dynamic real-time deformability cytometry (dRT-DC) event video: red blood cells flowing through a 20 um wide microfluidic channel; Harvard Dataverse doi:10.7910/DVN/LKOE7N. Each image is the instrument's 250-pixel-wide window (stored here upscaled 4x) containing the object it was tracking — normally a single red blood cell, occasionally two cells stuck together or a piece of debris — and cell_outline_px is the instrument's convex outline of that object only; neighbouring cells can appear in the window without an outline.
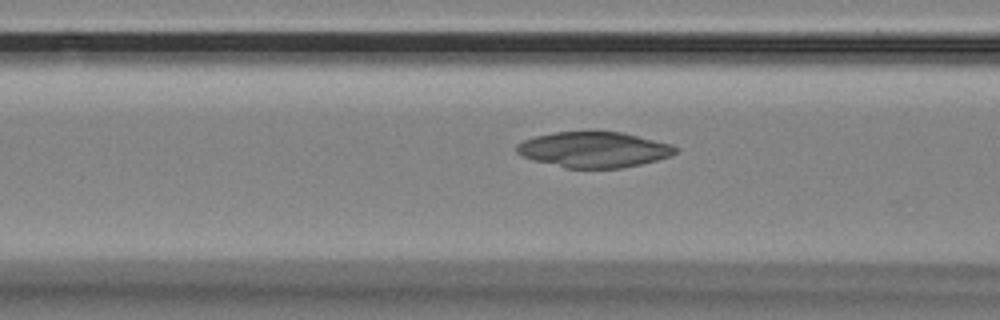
{"species": "Egyptian fruit bat (a non-hibernating species)", "species_latin": "Rousettus aegyptiacus", "temperature_condition": "room temperature", "stored_images_in_passage": 46, "camera_frame_rate_fps": 3000, "um_per_image_px": 0.085, "animal": {"sex": "female"}, "frame": {"image": 1, "passage_image": 12, "time_ms": 3.667, "image_size_px": [1000, 320], "cell_outline_px": [[680, 148], [672, 156], [640, 164], [620, 168], [564, 168], [536, 160], [524, 156], [516, 152], [516, 144], [524, 140], [536, 136], [556, 132], [624, 132], [672, 144]], "centroid_in_image_um": [50.53, 12.71], "position_along_channel_um": 116.1, "area_um2": 32.83}}
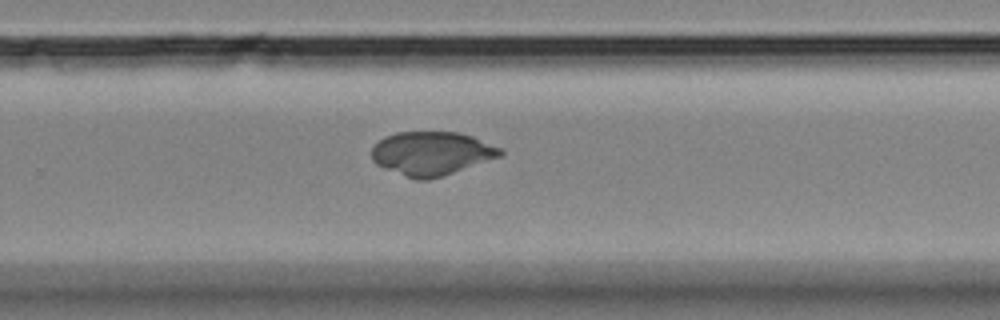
{"frame": {"image": 2, "passage_image": 27, "time_ms": 8.667, "image_size_px": [1000, 320], "cell_outline_px": [[504, 152], [500, 156], [428, 180], [416, 180], [384, 168], [376, 164], [372, 160], [372, 148], [384, 136], [396, 132], [460, 132], [472, 136], [504, 148]], "centroid_in_image_um": [36.68, 13.02], "position_along_channel_um": 293.1, "area_um2": 32.54}}
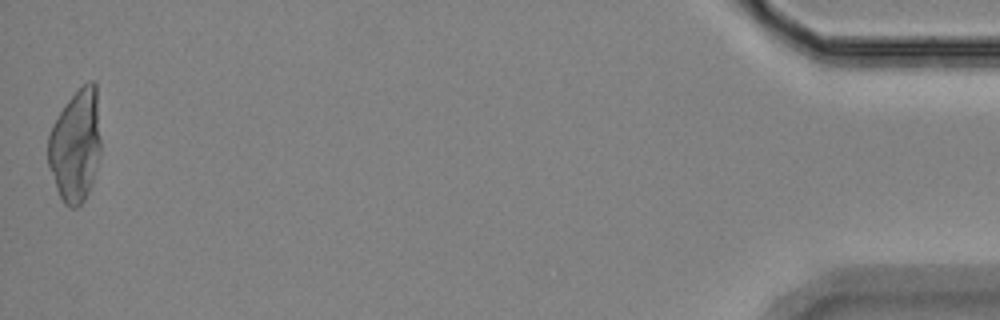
{"frame": {"image": 3, "passage_image": 46, "time_ms": 15.0, "image_size_px": [1000, 320], "cell_outline_px": [[100, 156], [88, 192], [84, 200], [76, 208], [68, 208], [64, 204], [56, 188], [48, 164], [48, 136], [52, 124], [68, 100], [88, 80], [92, 80], [96, 84], [100, 140]], "centroid_in_image_um": [6.41, 12.39], "position_along_channel_um": 428.8, "area_um2": 34.39}}